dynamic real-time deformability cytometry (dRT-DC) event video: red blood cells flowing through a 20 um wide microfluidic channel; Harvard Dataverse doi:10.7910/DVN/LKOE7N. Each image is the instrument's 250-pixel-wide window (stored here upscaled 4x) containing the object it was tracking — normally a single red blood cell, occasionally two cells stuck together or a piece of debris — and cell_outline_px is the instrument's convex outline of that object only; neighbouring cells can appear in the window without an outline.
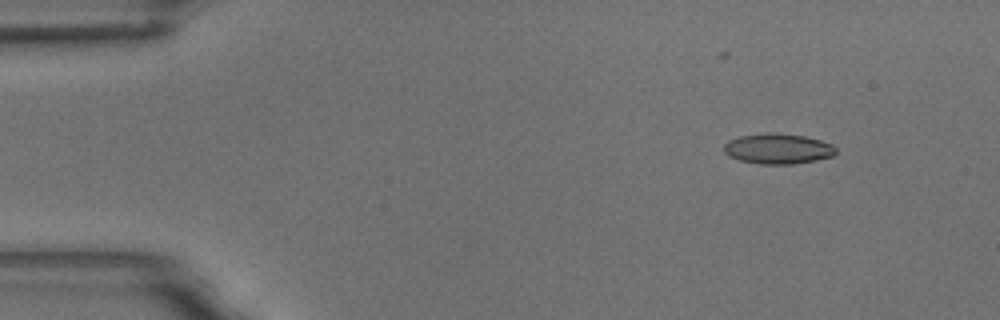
{"species": "common noctule bat (a hibernating species)", "species_latin": "Nyctalus noctula", "temperature_condition": "room temperature", "stored_images_in_passage": 54, "camera_frame_rate_fps": 3000, "um_per_image_px": 0.085, "animal": {"sex": "male", "body_mass_g": 18.8}, "frame": {"image": 1, "passage_image": 2, "time_ms": 0.333, "image_size_px": [1000, 320], "cell_outline_px": [[836, 152], [832, 156], [816, 160], [792, 164], [760, 164], [740, 160], [728, 156], [724, 152], [724, 144], [728, 140], [740, 136], [768, 132], [776, 132], [804, 136], [820, 140], [832, 144], [836, 148]], "centroid_in_image_um": [66.11, 12.63], "position_along_channel_um": 18.9, "area_um2": 19.88}}
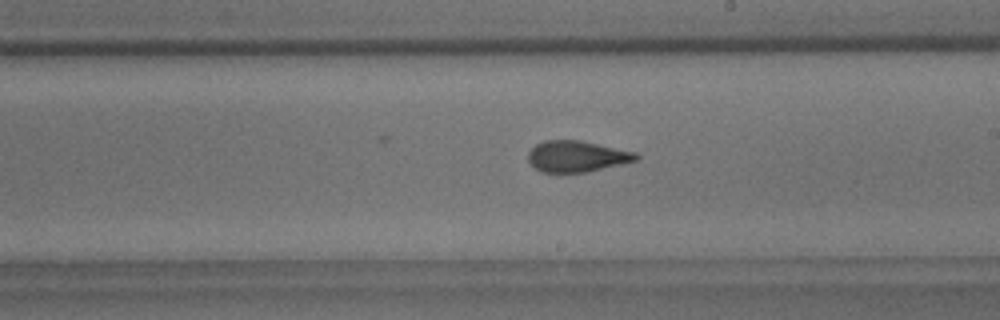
{"frame": {"image": 2, "passage_image": 29, "time_ms": 9.333, "image_size_px": [1000, 320], "cell_outline_px": [[640, 156], [636, 160], [588, 172], [540, 172], [528, 160], [528, 152], [536, 144], [544, 140], [580, 140], [636, 152]], "centroid_in_image_um": [49.02, 13.28], "position_along_channel_um": 240.0, "area_um2": 19.48}}
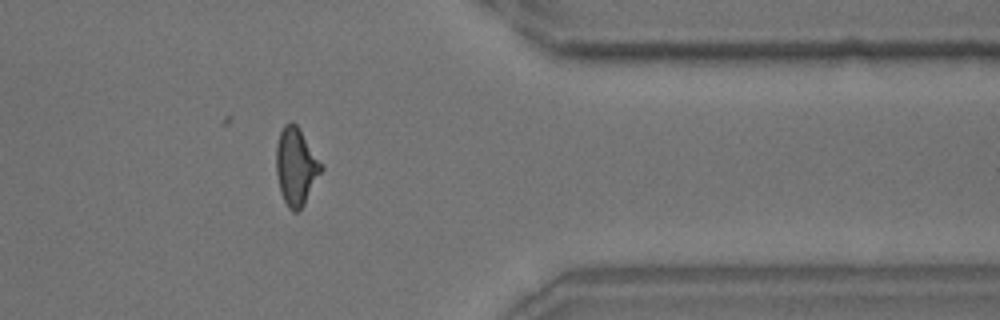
{"frame": {"image": 3, "passage_image": 43, "time_ms": 14.0, "image_size_px": [1000, 320], "cell_outline_px": [[324, 168], [304, 204], [296, 212], [292, 212], [288, 208], [280, 192], [276, 172], [276, 144], [280, 132], [284, 124], [288, 120], [292, 120], [300, 128], [324, 164]], "centroid_in_image_um": [25.18, 14.1], "position_along_channel_um": 386.2, "area_um2": 20.75}, "authors_computed_cell_mechanics": {"area_um2": 19.7098, "velocity_mm_per_s": 3.4561, "shape_relaxation_time_tau1_ms": 5.9458, "shape_relaxation_time_tau2_ms": 1.7847, "deformation_change_tau1": 0.1763, "deformation_change_tau2": 0.0902}}